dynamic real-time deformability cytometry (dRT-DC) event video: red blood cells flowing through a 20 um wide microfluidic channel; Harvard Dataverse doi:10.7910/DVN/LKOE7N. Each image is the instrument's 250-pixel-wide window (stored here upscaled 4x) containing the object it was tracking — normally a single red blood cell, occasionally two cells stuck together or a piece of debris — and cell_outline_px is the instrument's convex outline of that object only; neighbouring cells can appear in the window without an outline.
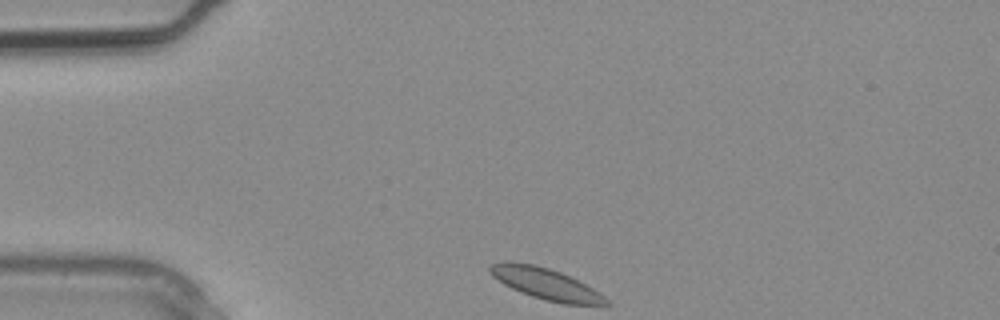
{"species": "common noctule bat (a hibernating species)", "species_latin": "Nyctalus noctula", "temperature_condition": "warm", "stored_images_in_passage": 1, "camera_frame_rate_fps": 3000, "um_per_image_px": 0.085, "animal": {"sex": "male", "body_mass_g": 20.4}, "frame": {"image": 1, "passage_image": 1, "time_ms": 0.0, "image_size_px": [1000, 320], "cell_outline_px": [[612, 304], [564, 304], [544, 300], [520, 292], [504, 284], [492, 276], [488, 272], [488, 264], [504, 260], [512, 260], [536, 264], [560, 272], [600, 292]], "centroid_in_image_um": [46.29, 24.08], "position_along_channel_um": 38.7, "area_um2": 21.33}}